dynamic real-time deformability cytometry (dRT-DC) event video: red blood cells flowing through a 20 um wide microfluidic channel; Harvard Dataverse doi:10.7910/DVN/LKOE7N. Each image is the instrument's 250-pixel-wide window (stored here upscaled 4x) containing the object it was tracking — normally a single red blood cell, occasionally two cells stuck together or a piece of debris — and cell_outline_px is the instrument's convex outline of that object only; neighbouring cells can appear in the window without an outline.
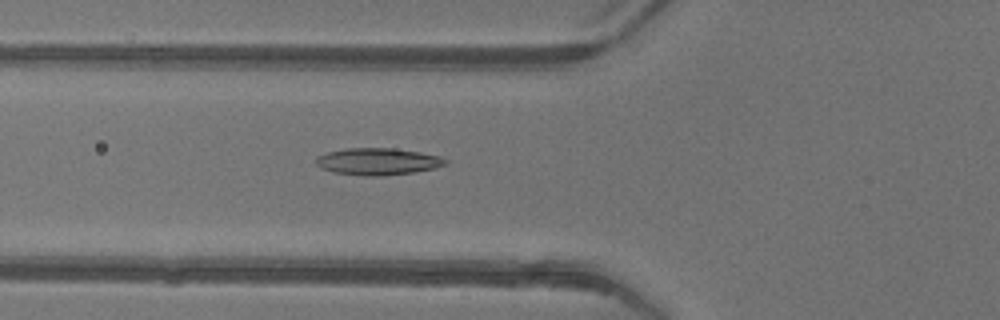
{"species": "common noctule bat (a hibernating species)", "species_latin": "Nyctalus noctula", "temperature_condition": "warm", "stored_images_in_passage": 44, "camera_frame_rate_fps": 3000, "um_per_image_px": 0.085, "animal": {"sex": "female"}, "frame": {"image": 1, "passage_image": 14, "time_ms": 4.333, "image_size_px": [1000, 320], "cell_outline_px": [[448, 164], [436, 168], [416, 172], [384, 176], [364, 176], [332, 172], [320, 168], [316, 164], [316, 156], [328, 152], [344, 148], [392, 148], [420, 152], [440, 156], [448, 160]], "centroid_in_image_um": [32.13, 13.73], "position_along_channel_um": 93.7, "area_um2": 20.63}}
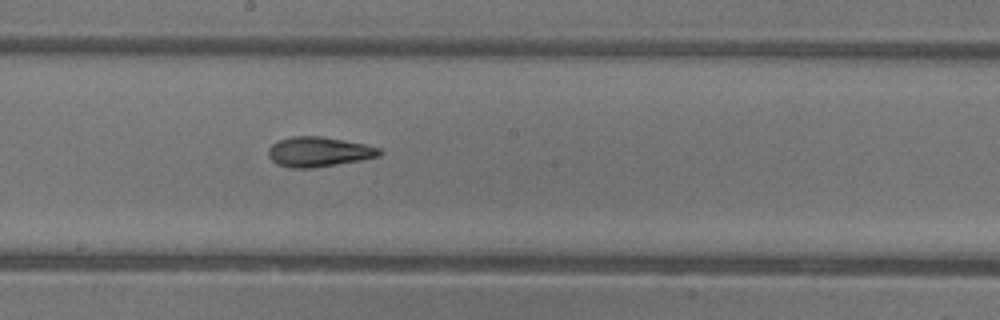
{"frame": {"image": 2, "passage_image": 23, "time_ms": 7.333, "image_size_px": [1000, 320], "cell_outline_px": [[384, 152], [380, 156], [364, 160], [312, 168], [292, 168], [276, 164], [268, 156], [268, 148], [272, 144], [280, 140], [292, 136], [320, 136], [344, 140], [364, 144], [380, 148]], "centroid_in_image_um": [27.12, 12.91], "position_along_channel_um": 221.1, "area_um2": 19.48}}
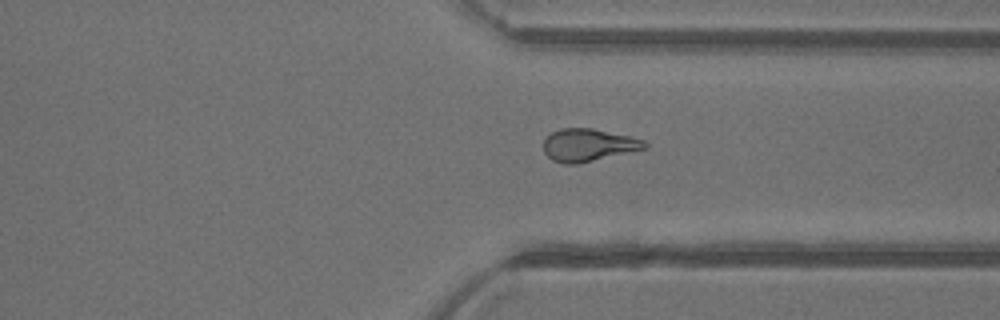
{"frame": {"image": 3, "passage_image": 33, "time_ms": 10.667, "image_size_px": [1000, 320], "cell_outline_px": [[648, 148], [576, 164], [564, 164], [552, 160], [544, 152], [544, 140], [552, 132], [560, 128], [592, 128], [628, 136], [644, 140], [648, 144]], "centroid_in_image_um": [50.0, 12.33], "position_along_channel_um": 361.4, "area_um2": 19.07}, "authors_computed_cell_mechanics": {"area_um2": 19.7387, "velocity_mm_per_s": 4.2279, "shape_relaxation_time_tau1_ms": null, "shape_relaxation_time_tau2_ms": 2.8696, "deformation_change_tau1": null, "deformation_change_tau2": 0.1205}}